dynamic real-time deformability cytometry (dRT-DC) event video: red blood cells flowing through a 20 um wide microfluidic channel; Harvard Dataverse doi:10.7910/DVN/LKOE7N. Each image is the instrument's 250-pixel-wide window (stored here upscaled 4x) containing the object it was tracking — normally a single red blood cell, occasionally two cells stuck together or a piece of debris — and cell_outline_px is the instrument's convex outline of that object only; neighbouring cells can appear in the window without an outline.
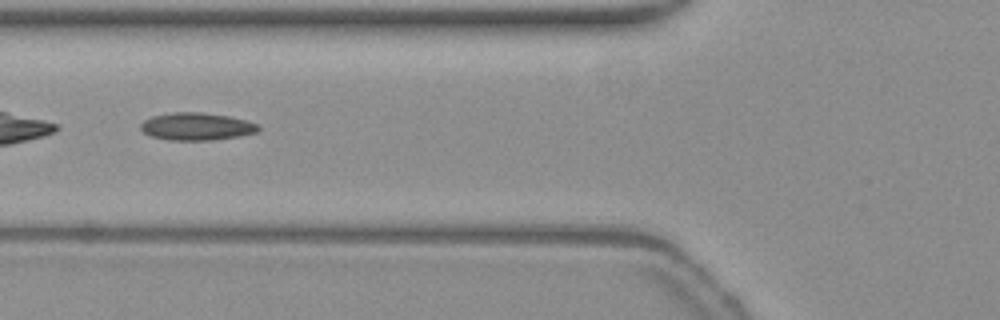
{"species": "common noctule bat (a hibernating species)", "species_latin": "Nyctalus noctula", "temperature_condition": "warm", "stored_images_in_passage": 52, "camera_frame_rate_fps": 3000, "um_per_image_px": 0.085, "animal": {"sex": "female", "body_mass_g": 19.3, "forearm_length_mm": 54.1}, "frame": {"image": 1, "passage_image": 20, "time_ms": 6.333, "image_size_px": [1000, 320], "cell_outline_px": [[260, 128], [256, 132], [240, 136], [212, 140], [168, 140], [152, 136], [144, 132], [140, 128], [140, 124], [144, 120], [152, 116], [172, 112], [200, 112], [228, 116], [248, 120], [260, 124]], "centroid_in_image_um": [16.73, 10.74], "position_along_channel_um": 109.1, "area_um2": 18.96}}
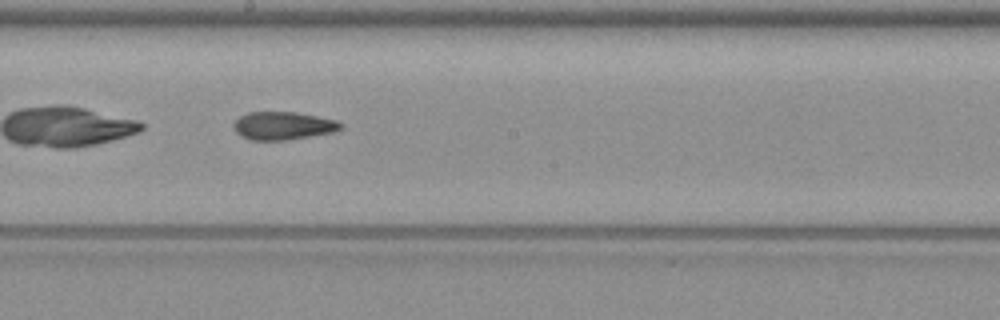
{"frame": {"image": 2, "passage_image": 29, "time_ms": 9.333, "image_size_px": [1000, 320], "cell_outline_px": [[344, 128], [332, 132], [284, 140], [252, 140], [240, 136], [232, 128], [232, 124], [240, 116], [248, 112], [296, 112], [336, 120], [344, 124]], "centroid_in_image_um": [24.04, 10.68], "position_along_channel_um": 224.2, "area_um2": 17.46}}
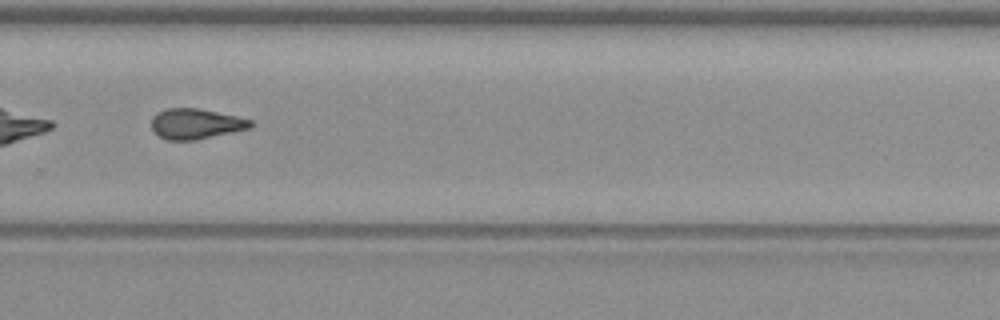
{"frame": {"image": 3, "passage_image": 36, "time_ms": 11.667, "image_size_px": [1000, 320], "cell_outline_px": [[252, 128], [196, 140], [168, 140], [160, 136], [152, 128], [152, 116], [156, 112], [164, 108], [196, 108], [236, 116], [252, 120]], "centroid_in_image_um": [16.64, 10.52], "position_along_channel_um": 313.2, "area_um2": 17.51}, "authors_computed_cell_mechanics": {"area_um2": 17.918, "velocity_mm_per_s": 3.8277, "shape_relaxation_time_tau1_ms": null, "shape_relaxation_time_tau2_ms": 2.7608, "deformation_change_tau1": null, "deformation_change_tau2": 0.1162}}